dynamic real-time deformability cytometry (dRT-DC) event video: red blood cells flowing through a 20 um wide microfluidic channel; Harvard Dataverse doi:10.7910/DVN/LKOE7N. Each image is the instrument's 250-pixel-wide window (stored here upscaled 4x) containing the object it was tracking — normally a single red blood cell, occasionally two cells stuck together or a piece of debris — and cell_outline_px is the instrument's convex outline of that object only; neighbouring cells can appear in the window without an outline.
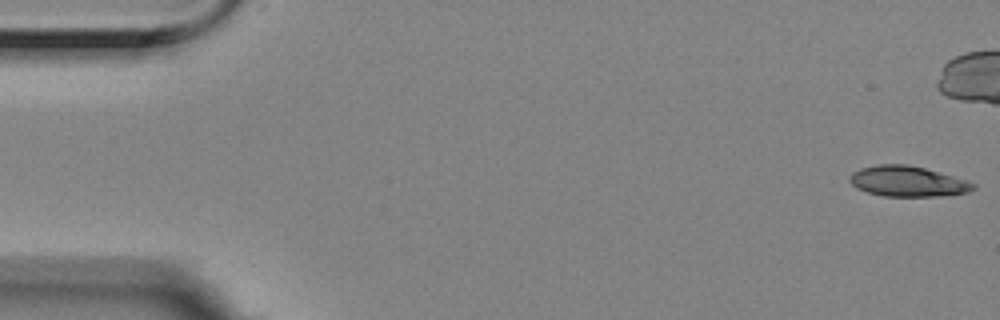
{"species": "Egyptian fruit bat (a non-hibernating species)", "species_latin": "Rousettus aegyptiacus", "temperature_condition": "room temperature", "stored_images_in_passage": 6, "camera_frame_rate_fps": 3000, "um_per_image_px": 0.085, "animal": {"sex": "female"}, "frame": {"image": 1, "passage_image": 1, "time_ms": 0.0, "image_size_px": [1000, 320], "cell_outline_px": [[976, 188], [968, 192], [940, 196], [884, 196], [868, 192], [856, 188], [848, 180], [848, 176], [852, 172], [860, 168], [880, 164], [908, 164], [924, 168], [968, 180], [976, 184]], "centroid_in_image_um": [77.14, 15.41], "position_along_channel_um": 7.9, "area_um2": 22.02}}